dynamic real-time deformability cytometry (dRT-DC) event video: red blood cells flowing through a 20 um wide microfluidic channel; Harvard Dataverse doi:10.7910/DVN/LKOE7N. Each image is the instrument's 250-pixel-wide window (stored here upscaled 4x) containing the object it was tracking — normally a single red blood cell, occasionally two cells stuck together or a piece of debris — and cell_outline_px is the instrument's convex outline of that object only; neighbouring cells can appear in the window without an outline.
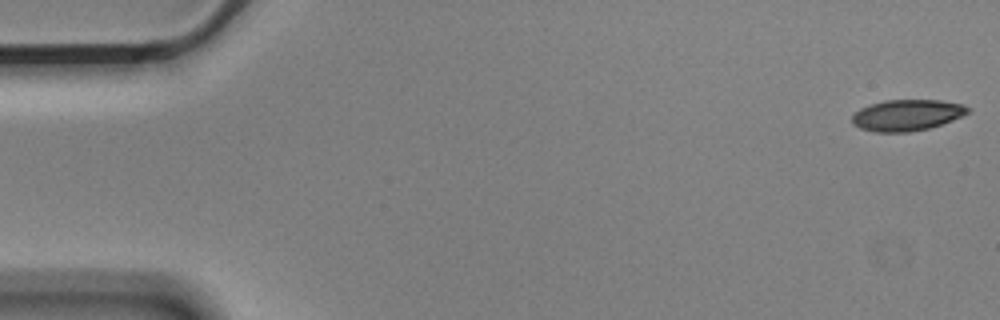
{"species": "Egyptian fruit bat (a non-hibernating species)", "species_latin": "Rousettus aegyptiacus", "temperature_condition": "cold", "stored_images_in_passage": 14, "camera_frame_rate_fps": 3000, "um_per_image_px": 0.085, "animal": {"sex": "male"}, "frame": {"image": 1, "passage_image": 1, "time_ms": 0.0, "image_size_px": [1000, 320], "cell_outline_px": [[972, 112], [952, 120], [928, 128], [908, 132], [876, 132], [860, 128], [852, 124], [852, 116], [860, 108], [884, 100], [940, 100], [964, 104], [972, 108]], "centroid_in_image_um": [77.13, 9.78], "position_along_channel_um": 7.9, "area_um2": 21.1}}